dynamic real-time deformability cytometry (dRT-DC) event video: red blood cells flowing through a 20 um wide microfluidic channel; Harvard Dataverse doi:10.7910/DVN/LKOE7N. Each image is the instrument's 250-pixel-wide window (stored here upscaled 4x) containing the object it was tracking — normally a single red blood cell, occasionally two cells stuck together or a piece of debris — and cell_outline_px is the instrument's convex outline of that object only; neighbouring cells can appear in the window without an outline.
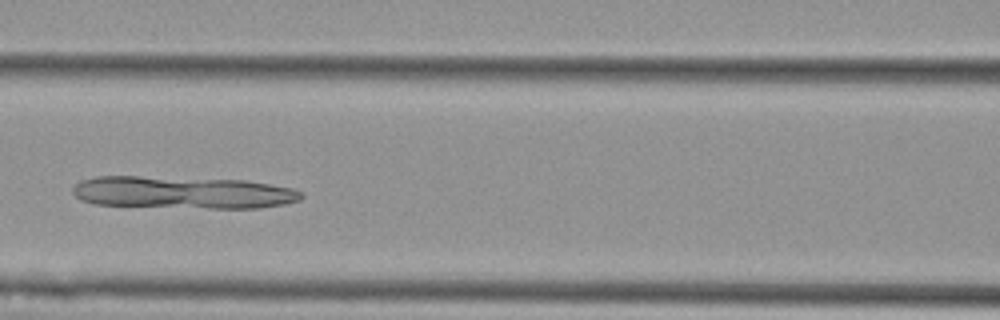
{"species": "Egyptian fruit bat (a non-hibernating species)", "species_latin": "Rousettus aegyptiacus", "temperature_condition": "cold", "stored_images_in_passage": 50, "camera_frame_rate_fps": 3000, "um_per_image_px": 0.085, "animal": {"sex": "female"}, "frame": {"image": 1, "passage_image": 21, "time_ms": 6.667, "image_size_px": [1000, 320], "cell_outline_px": [[304, 196], [300, 200], [284, 204], [260, 208], [208, 208], [92, 204], [80, 200], [72, 192], [72, 188], [80, 180], [96, 176], [140, 176], [244, 180], [292, 188], [300, 192]], "centroid_in_image_um": [15.5, 16.36], "position_along_channel_um": 151.1, "area_um2": 43.12}}
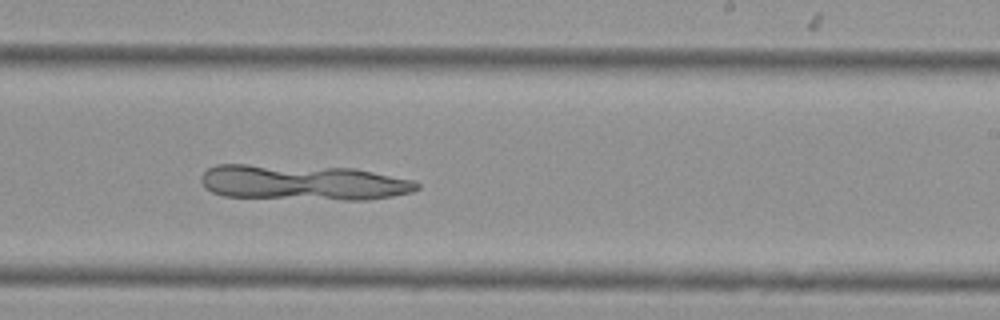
{"frame": {"image": 2, "passage_image": 30, "time_ms": 9.667, "image_size_px": [1000, 320], "cell_outline_px": [[420, 188], [412, 192], [392, 196], [368, 200], [344, 200], [224, 196], [212, 192], [204, 188], [200, 180], [200, 176], [208, 168], [216, 164], [248, 164], [352, 168], [416, 180], [420, 184]], "centroid_in_image_um": [25.77, 15.51], "position_along_channel_um": 263.2, "area_um2": 44.91}}
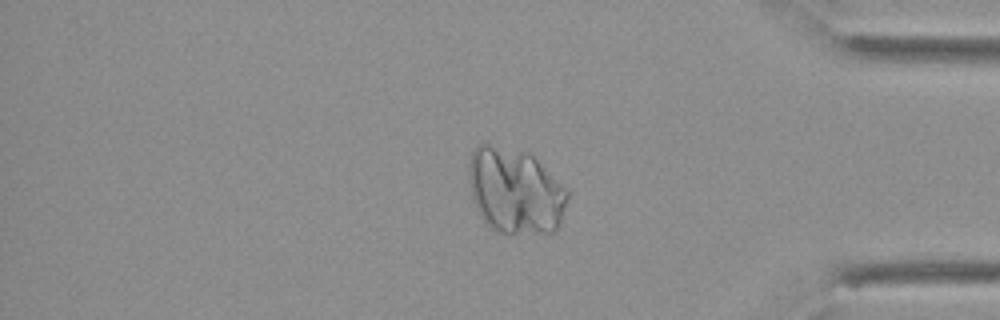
{"frame": {"image": 3, "passage_image": 42, "time_ms": 13.667, "image_size_px": [1000, 320], "cell_outline_px": [[568, 200], [556, 232], [496, 232], [484, 224], [476, 208], [472, 196], [468, 180], [468, 160], [472, 148], [476, 144], [488, 144], [528, 152], [568, 192]], "centroid_in_image_um": [43.72, 16.22], "position_along_channel_um": 391.5, "area_um2": 49.19}}